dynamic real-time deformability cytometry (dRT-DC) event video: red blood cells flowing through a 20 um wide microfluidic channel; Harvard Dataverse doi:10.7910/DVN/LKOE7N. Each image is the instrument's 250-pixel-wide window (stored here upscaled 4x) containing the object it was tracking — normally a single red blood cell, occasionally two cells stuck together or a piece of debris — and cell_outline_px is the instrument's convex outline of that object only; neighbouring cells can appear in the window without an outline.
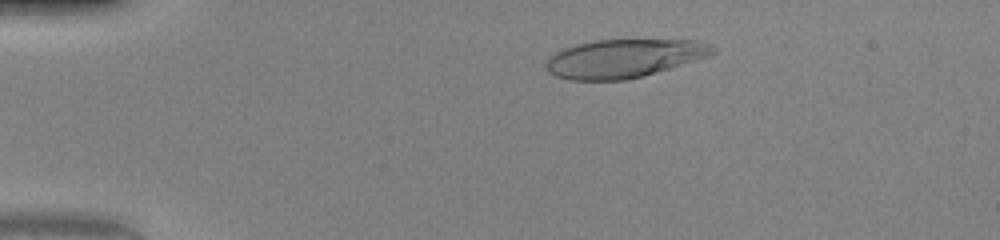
{"species": "human", "species_latin": "Homo sapiens", "temperature_condition": "warm", "stored_images_in_passage": 49, "camera_frame_rate_fps": 3000, "um_per_image_px": 0.085, "donor": {"sex": "female"}, "frame": {"image": 1, "passage_image": 9, "time_ms": 2.667, "image_size_px": [1000, 240], "cell_outline_px": [[716, 52], [708, 56], [696, 60], [640, 76], [624, 80], [572, 80], [556, 76], [548, 72], [544, 64], [556, 52], [564, 48], [576, 44], [592, 40], [696, 40], [708, 44], [716, 48]], "centroid_in_image_um": [53.0, 4.95], "position_along_channel_um": 32.0, "area_um2": 36.88}}
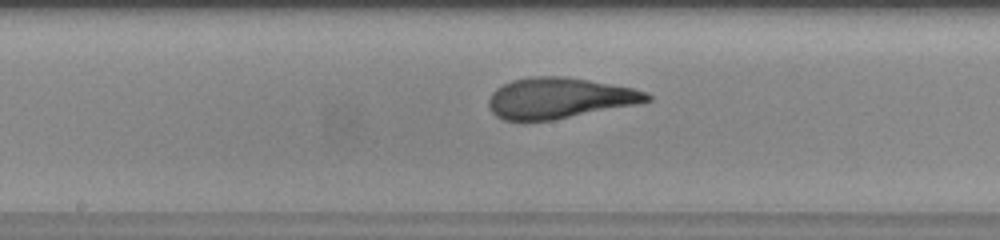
{"frame": {"image": 2, "passage_image": 26, "time_ms": 8.333, "image_size_px": [1000, 240], "cell_outline_px": [[652, 100], [640, 104], [552, 120], [504, 120], [496, 116], [488, 108], [488, 100], [492, 92], [496, 88], [512, 80], [532, 76], [564, 76], [588, 80], [632, 88], [648, 92], [652, 96]], "centroid_in_image_um": [47.55, 8.34], "position_along_channel_um": 200.6, "area_um2": 37.69}}
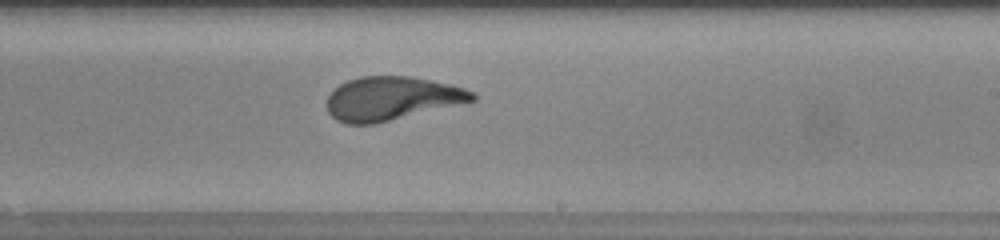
{"frame": {"image": 3, "passage_image": 30, "time_ms": 9.667, "image_size_px": [1000, 240], "cell_outline_px": [[476, 100], [372, 124], [348, 124], [336, 120], [328, 112], [328, 96], [340, 84], [348, 80], [360, 76], [412, 76], [432, 80], [464, 88], [476, 92]], "centroid_in_image_um": [33.29, 8.35], "position_along_channel_um": 255.7, "area_um2": 36.59}, "authors_computed_cell_mechanics": {"area_um2": 37.57, "velocity_mm_per_s": 4.1426, "shape_relaxation_time_tau1_ms": 5.7201, "shape_relaxation_time_tau2_ms": null, "deformation_change_tau1": 0.3045, "deformation_change_tau2": null}}